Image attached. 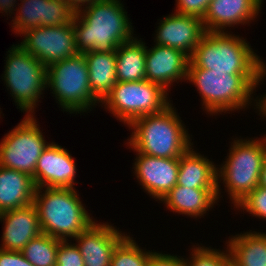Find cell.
Instances as JSON below:
<instances>
[{"instance_id":"cell-39","label":"cell","mask_w":266,"mask_h":266,"mask_svg":"<svg viewBox=\"0 0 266 266\" xmlns=\"http://www.w3.org/2000/svg\"><path fill=\"white\" fill-rule=\"evenodd\" d=\"M1 113H2V110H1V108H0V118L2 119Z\"/></svg>"},{"instance_id":"cell-35","label":"cell","mask_w":266,"mask_h":266,"mask_svg":"<svg viewBox=\"0 0 266 266\" xmlns=\"http://www.w3.org/2000/svg\"><path fill=\"white\" fill-rule=\"evenodd\" d=\"M67 5L75 12H79L85 7L89 6L92 3L97 2L98 0H64Z\"/></svg>"},{"instance_id":"cell-1","label":"cell","mask_w":266,"mask_h":266,"mask_svg":"<svg viewBox=\"0 0 266 266\" xmlns=\"http://www.w3.org/2000/svg\"><path fill=\"white\" fill-rule=\"evenodd\" d=\"M195 85L201 99V109L209 116L260 109L256 89L263 83V74H226L196 67L188 63L186 83ZM257 95V96H255ZM250 106V107H249ZM231 112V113H230Z\"/></svg>"},{"instance_id":"cell-32","label":"cell","mask_w":266,"mask_h":266,"mask_svg":"<svg viewBox=\"0 0 266 266\" xmlns=\"http://www.w3.org/2000/svg\"><path fill=\"white\" fill-rule=\"evenodd\" d=\"M148 266H186V264L183 256L155 250L150 255Z\"/></svg>"},{"instance_id":"cell-6","label":"cell","mask_w":266,"mask_h":266,"mask_svg":"<svg viewBox=\"0 0 266 266\" xmlns=\"http://www.w3.org/2000/svg\"><path fill=\"white\" fill-rule=\"evenodd\" d=\"M80 198L76 188H36L33 203L42 233L72 240L96 221Z\"/></svg>"},{"instance_id":"cell-31","label":"cell","mask_w":266,"mask_h":266,"mask_svg":"<svg viewBox=\"0 0 266 266\" xmlns=\"http://www.w3.org/2000/svg\"><path fill=\"white\" fill-rule=\"evenodd\" d=\"M211 0H175V13L204 18Z\"/></svg>"},{"instance_id":"cell-9","label":"cell","mask_w":266,"mask_h":266,"mask_svg":"<svg viewBox=\"0 0 266 266\" xmlns=\"http://www.w3.org/2000/svg\"><path fill=\"white\" fill-rule=\"evenodd\" d=\"M161 85L148 80L116 82L100 106L128 127L137 118L164 111L173 101Z\"/></svg>"},{"instance_id":"cell-36","label":"cell","mask_w":266,"mask_h":266,"mask_svg":"<svg viewBox=\"0 0 266 266\" xmlns=\"http://www.w3.org/2000/svg\"><path fill=\"white\" fill-rule=\"evenodd\" d=\"M259 186L266 188V160L263 163L261 172H260V177H259Z\"/></svg>"},{"instance_id":"cell-34","label":"cell","mask_w":266,"mask_h":266,"mask_svg":"<svg viewBox=\"0 0 266 266\" xmlns=\"http://www.w3.org/2000/svg\"><path fill=\"white\" fill-rule=\"evenodd\" d=\"M16 4H18V0H0V13H4L3 15H7L6 17L10 16L8 18H13V15L16 14L14 11H17Z\"/></svg>"},{"instance_id":"cell-14","label":"cell","mask_w":266,"mask_h":266,"mask_svg":"<svg viewBox=\"0 0 266 266\" xmlns=\"http://www.w3.org/2000/svg\"><path fill=\"white\" fill-rule=\"evenodd\" d=\"M11 20V31L20 36L41 26H60L72 22L75 12L64 0H20Z\"/></svg>"},{"instance_id":"cell-29","label":"cell","mask_w":266,"mask_h":266,"mask_svg":"<svg viewBox=\"0 0 266 266\" xmlns=\"http://www.w3.org/2000/svg\"><path fill=\"white\" fill-rule=\"evenodd\" d=\"M234 208V211H243V215L246 212L262 222L266 221V188L257 186Z\"/></svg>"},{"instance_id":"cell-20","label":"cell","mask_w":266,"mask_h":266,"mask_svg":"<svg viewBox=\"0 0 266 266\" xmlns=\"http://www.w3.org/2000/svg\"><path fill=\"white\" fill-rule=\"evenodd\" d=\"M158 203L173 214L199 220L209 215V211L220 202L217 200V189H191L176 184Z\"/></svg>"},{"instance_id":"cell-23","label":"cell","mask_w":266,"mask_h":266,"mask_svg":"<svg viewBox=\"0 0 266 266\" xmlns=\"http://www.w3.org/2000/svg\"><path fill=\"white\" fill-rule=\"evenodd\" d=\"M261 231L249 229L226 238L232 266H266V232Z\"/></svg>"},{"instance_id":"cell-26","label":"cell","mask_w":266,"mask_h":266,"mask_svg":"<svg viewBox=\"0 0 266 266\" xmlns=\"http://www.w3.org/2000/svg\"><path fill=\"white\" fill-rule=\"evenodd\" d=\"M61 240L41 233L21 250L33 266H56V253Z\"/></svg>"},{"instance_id":"cell-7","label":"cell","mask_w":266,"mask_h":266,"mask_svg":"<svg viewBox=\"0 0 266 266\" xmlns=\"http://www.w3.org/2000/svg\"><path fill=\"white\" fill-rule=\"evenodd\" d=\"M46 80V89H50L63 113L85 115L96 106L100 107L101 101L90 89L84 54L79 53L75 57L51 64L46 68Z\"/></svg>"},{"instance_id":"cell-15","label":"cell","mask_w":266,"mask_h":266,"mask_svg":"<svg viewBox=\"0 0 266 266\" xmlns=\"http://www.w3.org/2000/svg\"><path fill=\"white\" fill-rule=\"evenodd\" d=\"M158 21L153 37L154 43L180 50L189 58L206 33L202 18L196 16L174 12Z\"/></svg>"},{"instance_id":"cell-25","label":"cell","mask_w":266,"mask_h":266,"mask_svg":"<svg viewBox=\"0 0 266 266\" xmlns=\"http://www.w3.org/2000/svg\"><path fill=\"white\" fill-rule=\"evenodd\" d=\"M83 54L87 61L90 89L102 101L117 82L116 51H88Z\"/></svg>"},{"instance_id":"cell-10","label":"cell","mask_w":266,"mask_h":266,"mask_svg":"<svg viewBox=\"0 0 266 266\" xmlns=\"http://www.w3.org/2000/svg\"><path fill=\"white\" fill-rule=\"evenodd\" d=\"M35 117L24 115L0 141V166L27 173L33 181L37 161L49 144Z\"/></svg>"},{"instance_id":"cell-16","label":"cell","mask_w":266,"mask_h":266,"mask_svg":"<svg viewBox=\"0 0 266 266\" xmlns=\"http://www.w3.org/2000/svg\"><path fill=\"white\" fill-rule=\"evenodd\" d=\"M128 234L110 222L96 220L72 241H76L84 266H110L115 247Z\"/></svg>"},{"instance_id":"cell-24","label":"cell","mask_w":266,"mask_h":266,"mask_svg":"<svg viewBox=\"0 0 266 266\" xmlns=\"http://www.w3.org/2000/svg\"><path fill=\"white\" fill-rule=\"evenodd\" d=\"M135 35L116 49L117 82L146 80V44Z\"/></svg>"},{"instance_id":"cell-17","label":"cell","mask_w":266,"mask_h":266,"mask_svg":"<svg viewBox=\"0 0 266 266\" xmlns=\"http://www.w3.org/2000/svg\"><path fill=\"white\" fill-rule=\"evenodd\" d=\"M263 3L264 0H211L202 19L204 28L206 32L230 33L232 27H248L261 17Z\"/></svg>"},{"instance_id":"cell-12","label":"cell","mask_w":266,"mask_h":266,"mask_svg":"<svg viewBox=\"0 0 266 266\" xmlns=\"http://www.w3.org/2000/svg\"><path fill=\"white\" fill-rule=\"evenodd\" d=\"M135 153L133 176L143 191L159 202L176 184L179 158H159Z\"/></svg>"},{"instance_id":"cell-4","label":"cell","mask_w":266,"mask_h":266,"mask_svg":"<svg viewBox=\"0 0 266 266\" xmlns=\"http://www.w3.org/2000/svg\"><path fill=\"white\" fill-rule=\"evenodd\" d=\"M238 137H231L225 161L217 165V200L221 201L222 193H226L233 209L259 186L260 172L266 160V147L261 137Z\"/></svg>"},{"instance_id":"cell-30","label":"cell","mask_w":266,"mask_h":266,"mask_svg":"<svg viewBox=\"0 0 266 266\" xmlns=\"http://www.w3.org/2000/svg\"><path fill=\"white\" fill-rule=\"evenodd\" d=\"M56 266H84L83 257L72 240H61L56 253Z\"/></svg>"},{"instance_id":"cell-37","label":"cell","mask_w":266,"mask_h":266,"mask_svg":"<svg viewBox=\"0 0 266 266\" xmlns=\"http://www.w3.org/2000/svg\"><path fill=\"white\" fill-rule=\"evenodd\" d=\"M258 113V116H260L263 120H266V112L260 107V109L257 111ZM263 140H264V143H265V147H266V134H262L260 136Z\"/></svg>"},{"instance_id":"cell-38","label":"cell","mask_w":266,"mask_h":266,"mask_svg":"<svg viewBox=\"0 0 266 266\" xmlns=\"http://www.w3.org/2000/svg\"><path fill=\"white\" fill-rule=\"evenodd\" d=\"M260 107L266 112V93L260 94Z\"/></svg>"},{"instance_id":"cell-22","label":"cell","mask_w":266,"mask_h":266,"mask_svg":"<svg viewBox=\"0 0 266 266\" xmlns=\"http://www.w3.org/2000/svg\"><path fill=\"white\" fill-rule=\"evenodd\" d=\"M35 190L29 174L0 166V213L30 205Z\"/></svg>"},{"instance_id":"cell-27","label":"cell","mask_w":266,"mask_h":266,"mask_svg":"<svg viewBox=\"0 0 266 266\" xmlns=\"http://www.w3.org/2000/svg\"><path fill=\"white\" fill-rule=\"evenodd\" d=\"M129 234L115 247L110 266H148L153 250L138 245L136 238Z\"/></svg>"},{"instance_id":"cell-5","label":"cell","mask_w":266,"mask_h":266,"mask_svg":"<svg viewBox=\"0 0 266 266\" xmlns=\"http://www.w3.org/2000/svg\"><path fill=\"white\" fill-rule=\"evenodd\" d=\"M247 38L233 32H206L190 61L198 68L226 74H263L266 80V62L257 54ZM265 62V63H264Z\"/></svg>"},{"instance_id":"cell-18","label":"cell","mask_w":266,"mask_h":266,"mask_svg":"<svg viewBox=\"0 0 266 266\" xmlns=\"http://www.w3.org/2000/svg\"><path fill=\"white\" fill-rule=\"evenodd\" d=\"M146 45V80L157 83L168 92L173 84L186 82L190 58L172 47ZM177 82V83H176Z\"/></svg>"},{"instance_id":"cell-21","label":"cell","mask_w":266,"mask_h":266,"mask_svg":"<svg viewBox=\"0 0 266 266\" xmlns=\"http://www.w3.org/2000/svg\"><path fill=\"white\" fill-rule=\"evenodd\" d=\"M210 159L198 152L193 144L179 157L177 185L191 189H217V164Z\"/></svg>"},{"instance_id":"cell-3","label":"cell","mask_w":266,"mask_h":266,"mask_svg":"<svg viewBox=\"0 0 266 266\" xmlns=\"http://www.w3.org/2000/svg\"><path fill=\"white\" fill-rule=\"evenodd\" d=\"M177 110L172 103L164 111L134 120L128 126L127 149L153 157L179 158L195 143Z\"/></svg>"},{"instance_id":"cell-8","label":"cell","mask_w":266,"mask_h":266,"mask_svg":"<svg viewBox=\"0 0 266 266\" xmlns=\"http://www.w3.org/2000/svg\"><path fill=\"white\" fill-rule=\"evenodd\" d=\"M8 49L1 79L16 108L25 116L35 115L47 92L46 67L19 43Z\"/></svg>"},{"instance_id":"cell-19","label":"cell","mask_w":266,"mask_h":266,"mask_svg":"<svg viewBox=\"0 0 266 266\" xmlns=\"http://www.w3.org/2000/svg\"><path fill=\"white\" fill-rule=\"evenodd\" d=\"M0 222L4 225L0 249L5 251H21L42 233L34 203L0 213Z\"/></svg>"},{"instance_id":"cell-33","label":"cell","mask_w":266,"mask_h":266,"mask_svg":"<svg viewBox=\"0 0 266 266\" xmlns=\"http://www.w3.org/2000/svg\"><path fill=\"white\" fill-rule=\"evenodd\" d=\"M0 266H33L21 251H5L0 249Z\"/></svg>"},{"instance_id":"cell-28","label":"cell","mask_w":266,"mask_h":266,"mask_svg":"<svg viewBox=\"0 0 266 266\" xmlns=\"http://www.w3.org/2000/svg\"><path fill=\"white\" fill-rule=\"evenodd\" d=\"M195 244L188 250L189 256H183L186 266H232L227 246L224 247L225 250H220L208 247V244L206 246L202 243Z\"/></svg>"},{"instance_id":"cell-2","label":"cell","mask_w":266,"mask_h":266,"mask_svg":"<svg viewBox=\"0 0 266 266\" xmlns=\"http://www.w3.org/2000/svg\"><path fill=\"white\" fill-rule=\"evenodd\" d=\"M124 5L122 0H98L75 13L73 26L79 53L116 51L137 35Z\"/></svg>"},{"instance_id":"cell-11","label":"cell","mask_w":266,"mask_h":266,"mask_svg":"<svg viewBox=\"0 0 266 266\" xmlns=\"http://www.w3.org/2000/svg\"><path fill=\"white\" fill-rule=\"evenodd\" d=\"M19 43L46 68L51 64L79 54L73 20L60 26H41L23 32Z\"/></svg>"},{"instance_id":"cell-13","label":"cell","mask_w":266,"mask_h":266,"mask_svg":"<svg viewBox=\"0 0 266 266\" xmlns=\"http://www.w3.org/2000/svg\"><path fill=\"white\" fill-rule=\"evenodd\" d=\"M77 163L70 151L55 141H50L39 157L35 172L34 184L36 188H74L79 182L76 180Z\"/></svg>"}]
</instances>
